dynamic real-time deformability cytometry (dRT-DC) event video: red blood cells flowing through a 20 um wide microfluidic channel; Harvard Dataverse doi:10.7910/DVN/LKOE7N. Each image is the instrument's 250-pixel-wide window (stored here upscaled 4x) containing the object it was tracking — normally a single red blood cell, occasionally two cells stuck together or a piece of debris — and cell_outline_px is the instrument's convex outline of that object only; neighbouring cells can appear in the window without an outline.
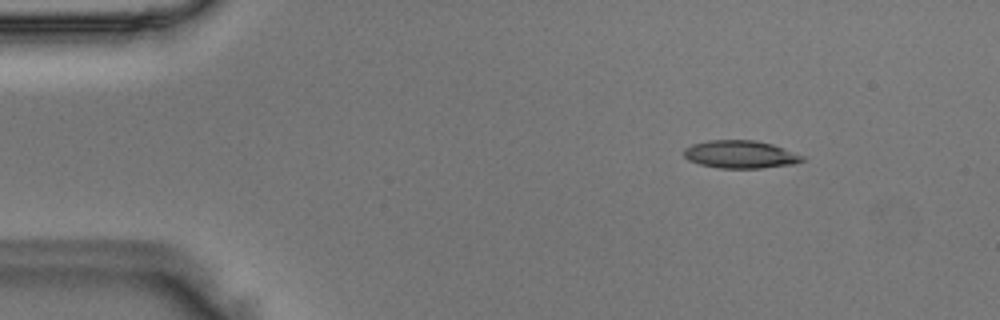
{"species": "Egyptian fruit bat (a non-hibernating species)", "species_latin": "Rousettus aegyptiacus", "temperature_condition": "room temperature", "stored_images_in_passage": 44, "camera_frame_rate_fps": 3000, "um_per_image_px": 0.085, "animal": {"sex": "male"}, "frame": {"image": 1, "passage_image": 1, "time_ms": 0.0, "image_size_px": [1000, 320], "cell_outline_px": [[808, 160], [796, 164], [760, 168], [720, 168], [700, 164], [688, 160], [684, 156], [684, 148], [692, 144], [708, 140], [756, 140], [772, 144], [808, 156]], "centroid_in_image_um": [63.02, 13.12], "position_along_channel_um": 22.0, "area_um2": 19.54}}
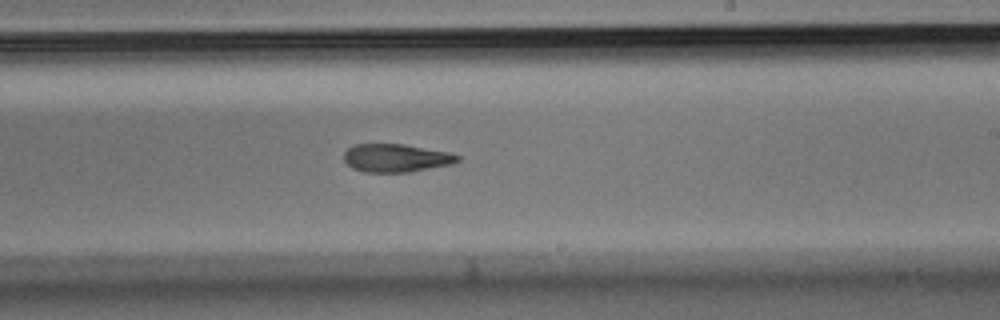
{"frame": {"image": 2, "passage_image": 24, "time_ms": 7.667, "image_size_px": [1000, 320], "cell_outline_px": [[460, 160], [452, 164], [408, 172], [364, 172], [352, 168], [344, 160], [344, 152], [352, 144], [404, 144], [448, 152], [460, 156]], "centroid_in_image_um": [33.64, 13.42], "position_along_channel_um": 255.4, "area_um2": 18.61}}
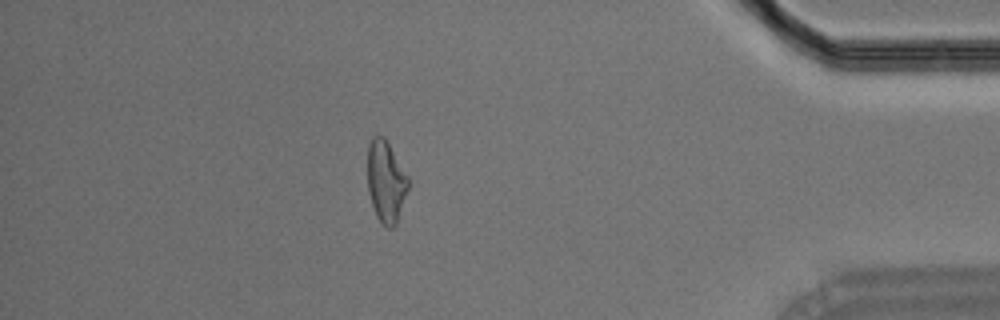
{"frame": {"image": 3, "passage_image": 38, "time_ms": 12.333, "image_size_px": [1000, 320], "cell_outline_px": [[408, 188], [396, 224], [392, 228], [388, 228], [376, 216], [368, 192], [368, 144], [372, 136], [384, 136], [408, 176]], "centroid_in_image_um": [32.79, 15.41], "position_along_channel_um": 402.4, "area_um2": 19.13}}